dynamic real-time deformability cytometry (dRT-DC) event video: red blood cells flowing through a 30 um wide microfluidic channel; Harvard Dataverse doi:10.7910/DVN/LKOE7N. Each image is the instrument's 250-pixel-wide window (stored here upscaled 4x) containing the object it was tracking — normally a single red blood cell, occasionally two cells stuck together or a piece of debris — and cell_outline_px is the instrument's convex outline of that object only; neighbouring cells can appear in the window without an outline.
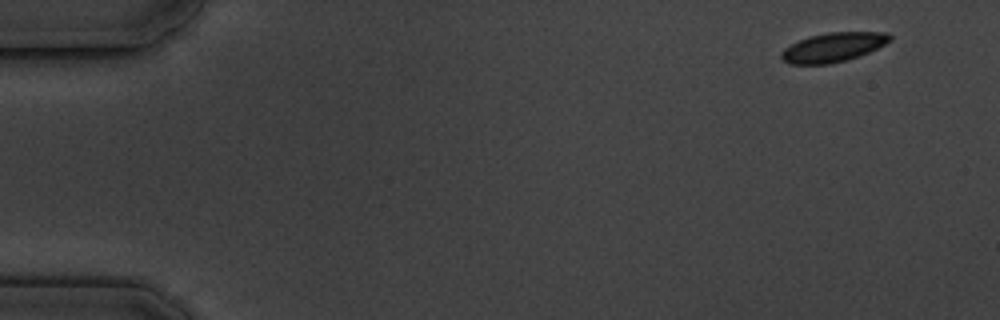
{"species": "common noctule bat (a hibernating species)", "species_latin": "Nyctalus noctula", "temperature_condition": "cold", "stored_images_in_passage": 5, "camera_frame_rate_fps": 3000, "um_per_image_px": 0.085, "animal": {"sex": "male", "body_mass_g": 19.5, "forearm_length_mm": 54.6}, "frame": {"image": 1, "passage_image": 1, "time_ms": 0.0, "image_size_px": [1000, 320], "cell_outline_px": [[892, 40], [868, 52], [844, 60], [828, 64], [788, 64], [780, 56], [780, 52], [784, 48], [808, 36], [828, 32], [888, 32], [892, 36]], "centroid_in_image_um": [70.8, 4.0], "position_along_channel_um": 14.2, "area_um2": 18.32}}
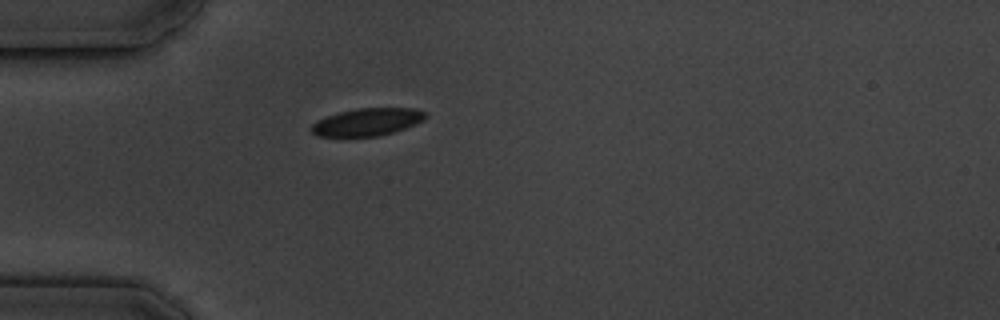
{"frame": {"image": 2, "passage_image": 4, "time_ms": 4.333, "image_size_px": [1000, 320], "cell_outline_px": [[428, 116], [424, 120], [404, 128], [392, 132], [376, 136], [316, 136], [312, 132], [312, 124], [316, 120], [340, 112], [356, 108], [412, 108], [428, 112]], "centroid_in_image_um": [31.24, 10.35], "position_along_channel_um": 53.8, "area_um2": 18.15}}